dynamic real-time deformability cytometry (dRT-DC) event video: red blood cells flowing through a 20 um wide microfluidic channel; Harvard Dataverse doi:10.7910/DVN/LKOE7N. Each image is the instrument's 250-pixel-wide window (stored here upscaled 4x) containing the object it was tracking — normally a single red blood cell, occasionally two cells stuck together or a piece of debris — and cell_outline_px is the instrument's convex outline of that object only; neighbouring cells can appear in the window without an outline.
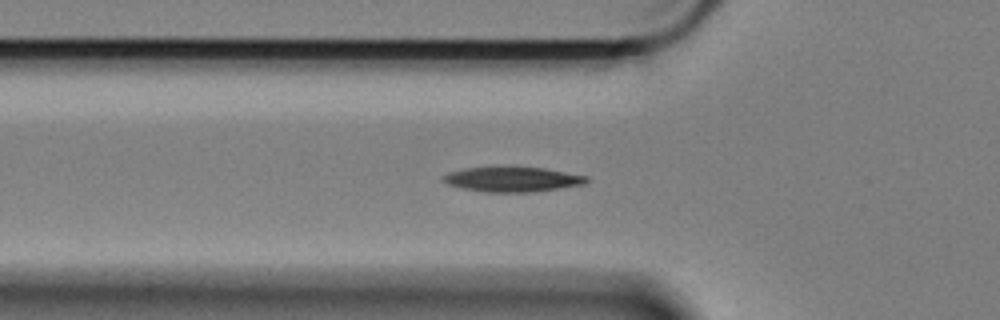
{"species": "Egyptian fruit bat (a non-hibernating species)", "species_latin": "Rousettus aegyptiacus", "temperature_condition": "cold", "stored_images_in_passage": 38, "camera_frame_rate_fps": 3000, "um_per_image_px": 0.085, "animal": {"sex": "female"}, "frame": {"image": 1, "passage_image": 2, "time_ms": 0.333, "image_size_px": [1000, 320], "cell_outline_px": [[592, 180], [584, 184], [532, 192], [484, 192], [464, 188], [448, 184], [440, 176], [448, 172], [464, 168], [544, 168], [588, 176]], "centroid_in_image_um": [43.58, 15.25], "position_along_channel_um": 82.2, "area_um2": 20.46}}
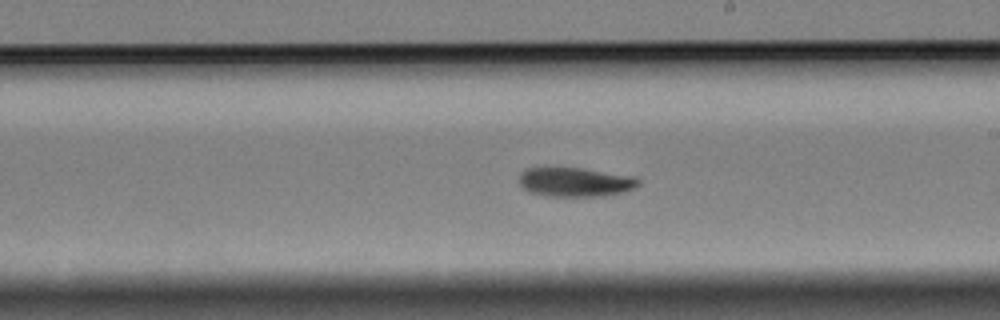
{"frame": {"image": 2, "passage_image": 16, "time_ms": 5.0, "image_size_px": [1000, 320], "cell_outline_px": [[640, 184], [636, 188], [624, 192], [608, 196], [544, 196], [528, 192], [520, 184], [520, 172], [528, 168], [584, 168], [636, 176], [640, 180]], "centroid_in_image_um": [48.96, 15.48], "position_along_channel_um": 240.0, "area_um2": 20.63}}
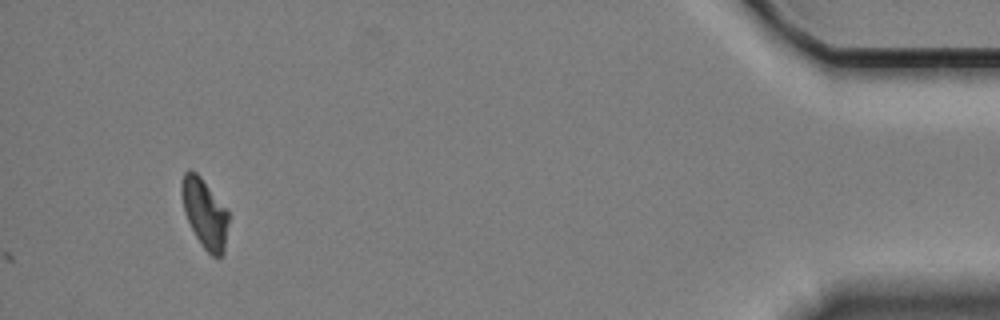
{"frame": {"image": 3, "passage_image": 38, "time_ms": 12.333, "image_size_px": [1000, 320], "cell_outline_px": [[228, 220], [224, 252], [220, 256], [212, 256], [204, 248], [196, 236], [184, 212], [180, 192], [180, 184], [184, 172], [188, 168], [196, 172], [200, 176], [228, 208]], "centroid_in_image_um": [17.39, 18.07], "position_along_channel_um": 417.8, "area_um2": 19.02}, "authors_computed_cell_mechanics": {"area_um2": 20.4034, "velocity_mm_per_s": 3.3751, "shape_relaxation_time_tau1_ms": 3.5582, "shape_relaxation_time_tau2_ms": null, "deformation_change_tau1": 0.1256, "deformation_change_tau2": null}}